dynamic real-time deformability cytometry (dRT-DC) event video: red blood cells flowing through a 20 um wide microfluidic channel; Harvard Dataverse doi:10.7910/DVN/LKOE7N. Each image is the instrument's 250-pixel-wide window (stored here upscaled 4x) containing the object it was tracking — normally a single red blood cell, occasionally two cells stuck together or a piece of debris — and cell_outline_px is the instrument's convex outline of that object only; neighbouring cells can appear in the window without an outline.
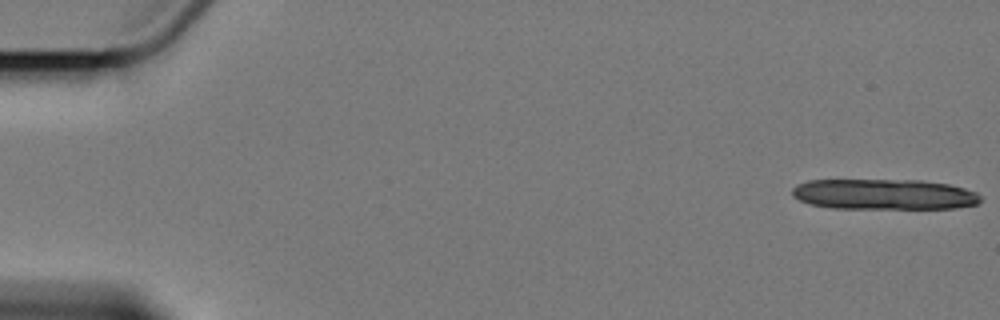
{"species": "Egyptian fruit bat (a non-hibernating species)", "species_latin": "Rousettus aegyptiacus", "temperature_condition": "cold", "stored_images_in_passage": 6, "camera_frame_rate_fps": 3000, "um_per_image_px": 0.085, "animal": {"sex": "female"}, "frame": {"image": 1, "passage_image": 1, "time_ms": 0.0, "image_size_px": [1000, 320], "cell_outline_px": [[980, 200], [976, 204], [956, 208], [832, 208], [808, 204], [792, 196], [792, 188], [796, 184], [808, 180], [920, 180], [948, 184], [964, 188], [976, 192], [980, 196]], "centroid_in_image_um": [75.09, 16.51], "position_along_channel_um": 9.9, "area_um2": 33.58}}
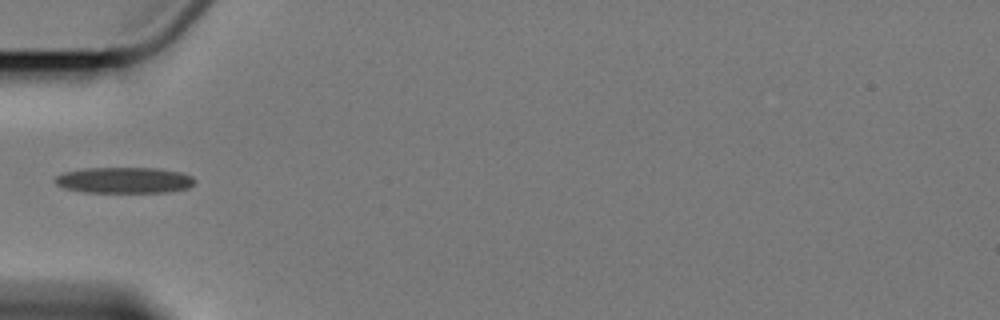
{"frame": {"image": 2, "passage_image": 6, "time_ms": 6.667, "image_size_px": [1000, 320], "cell_outline_px": [[196, 180], [188, 188], [168, 192], [84, 192], [64, 188], [56, 184], [56, 176], [64, 172], [84, 168], [156, 168], [180, 172], [192, 176]], "centroid_in_image_um": [10.57, 15.31], "position_along_channel_um": 74.4, "area_um2": 21.1}}